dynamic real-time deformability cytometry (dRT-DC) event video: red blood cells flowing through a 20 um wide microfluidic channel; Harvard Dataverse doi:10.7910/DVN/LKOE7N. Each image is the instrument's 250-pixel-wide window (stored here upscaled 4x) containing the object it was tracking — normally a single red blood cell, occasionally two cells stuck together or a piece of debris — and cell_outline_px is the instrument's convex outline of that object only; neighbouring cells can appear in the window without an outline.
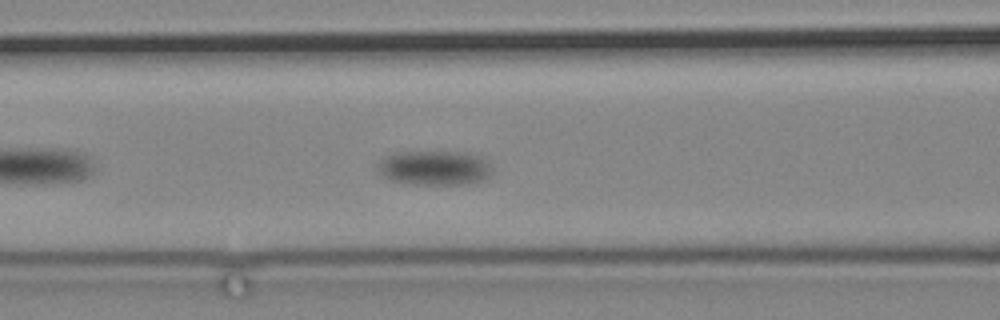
{"species": "common noctule bat (a hibernating species)", "species_latin": "Nyctalus noctula", "temperature_condition": "cold", "stored_images_in_passage": 47, "camera_frame_rate_fps": 3000, "um_per_image_px": 0.085, "animal": {"sex": "male", "body_mass_g": 19.2, "forearm_length_mm": 51.8}, "frame": {"image": 1, "passage_image": 14, "time_ms": 4.333, "image_size_px": [1000, 320], "cell_outline_px": [[492, 172], [488, 180], [476, 184], [412, 184], [392, 180], [384, 176], [380, 172], [380, 164], [388, 156], [396, 152], [468, 152], [484, 160]], "centroid_in_image_um": [37.02, 14.29], "position_along_channel_um": 129.6, "area_um2": 22.72}}
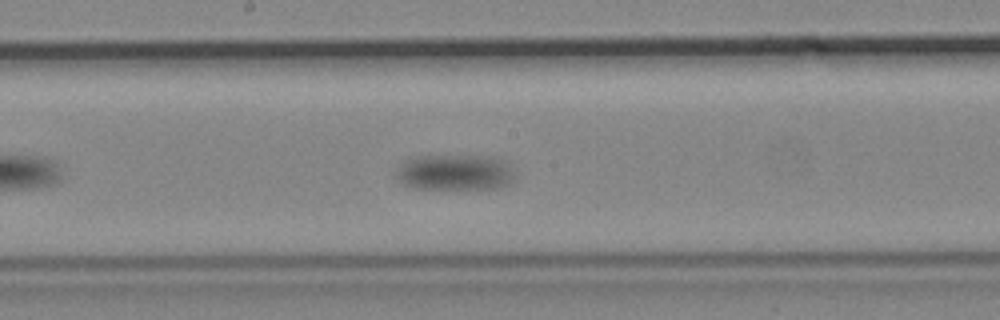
{"frame": {"image": 2, "passage_image": 24, "time_ms": 7.667, "image_size_px": [1000, 320], "cell_outline_px": [[512, 180], [508, 184], [500, 188], [416, 188], [404, 184], [396, 176], [396, 168], [404, 160], [416, 156], [484, 156], [496, 160], [504, 164], [508, 168], [512, 176]], "centroid_in_image_um": [38.54, 14.65], "position_along_channel_um": 209.7, "area_um2": 23.99}}
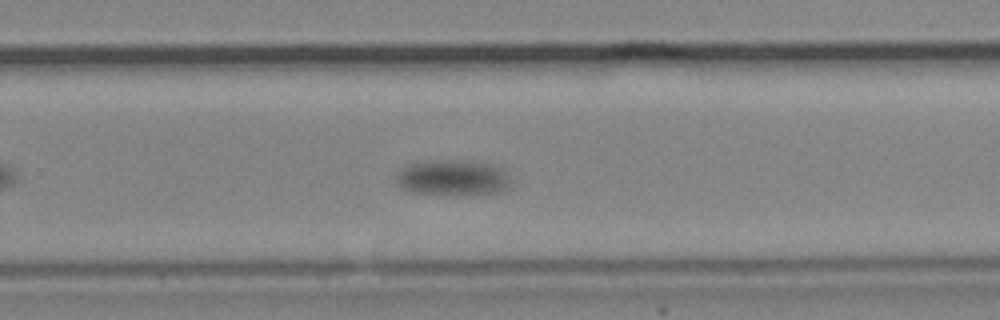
{"frame": {"image": 3, "passage_image": 34, "time_ms": 11.0, "image_size_px": [1000, 320], "cell_outline_px": [[508, 188], [500, 192], [472, 196], [412, 192], [404, 188], [396, 180], [396, 172], [400, 168], [408, 164], [468, 160], [496, 164], [504, 172], [508, 180]], "centroid_in_image_um": [38.52, 15.13], "position_along_channel_um": 291.3, "area_um2": 23.64}}